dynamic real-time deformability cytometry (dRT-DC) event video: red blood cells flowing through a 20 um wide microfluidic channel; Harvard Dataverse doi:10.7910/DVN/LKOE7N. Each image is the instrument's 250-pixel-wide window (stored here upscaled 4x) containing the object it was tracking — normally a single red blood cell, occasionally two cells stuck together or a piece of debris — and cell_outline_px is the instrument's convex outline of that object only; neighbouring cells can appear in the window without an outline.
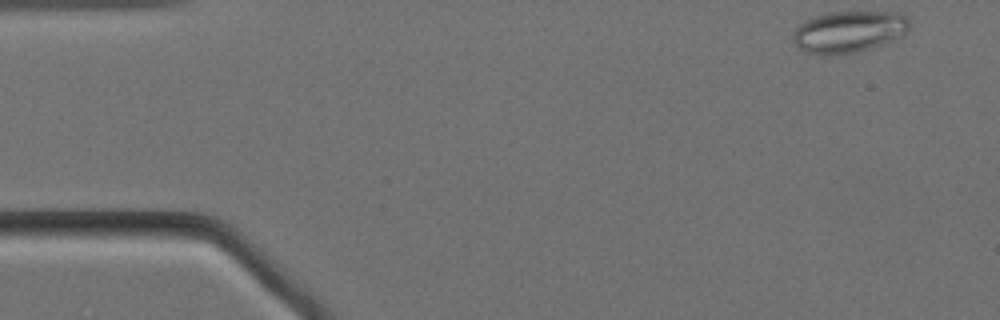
{"species": "Egyptian fruit bat (a non-hibernating species)", "species_latin": "Rousettus aegyptiacus", "temperature_condition": "cold", "stored_images_in_passage": 55, "camera_frame_rate_fps": 3000, "um_per_image_px": 0.085, "animal": {"sex": "female"}, "frame": {"image": 1, "passage_image": 1, "time_ms": 0.0, "image_size_px": [1000, 320], "cell_outline_px": [[908, 28], [900, 36], [892, 40], [856, 52], [828, 56], [824, 56], [804, 52], [792, 40], [792, 36], [796, 28], [804, 20], [812, 16], [828, 12], [900, 12], [908, 16]], "centroid_in_image_um": [72.09, 2.69], "position_along_channel_um": 12.9, "area_um2": 28.32}}
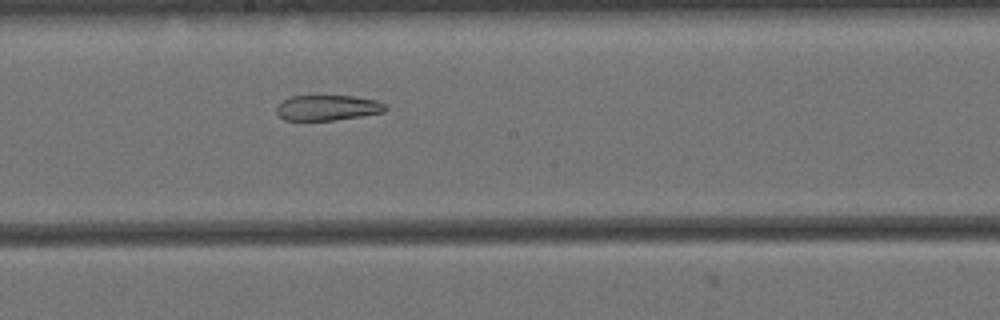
{"frame": {"image": 2, "passage_image": 28, "time_ms": 9.0, "image_size_px": [1000, 320], "cell_outline_px": [[388, 108], [384, 112], [360, 116], [332, 120], [284, 120], [276, 112], [276, 104], [292, 96], [352, 96], [376, 100], [384, 104]], "centroid_in_image_um": [27.82, 9.16], "position_along_channel_um": 220.4, "area_um2": 16.01}}
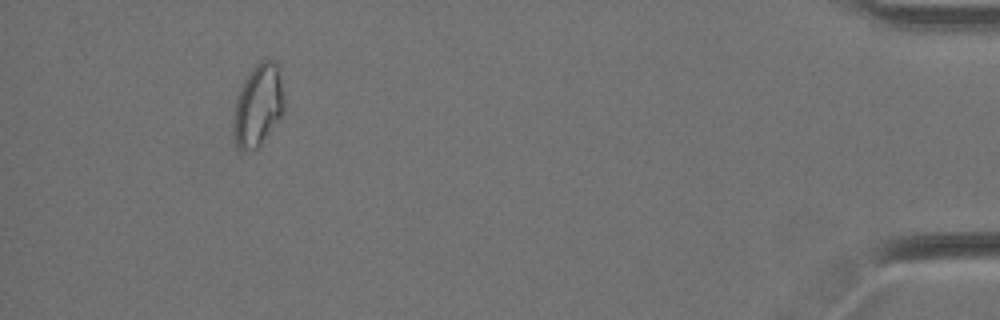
{"frame": {"image": 3, "passage_image": 51, "time_ms": 16.667, "image_size_px": [1000, 320], "cell_outline_px": [[284, 112], [260, 144], [256, 148], [240, 152], [236, 148], [232, 136], [232, 116], [236, 100], [244, 80], [252, 68], [260, 60], [268, 60], [276, 64], [284, 96]], "centroid_in_image_um": [21.88, 9.02], "position_along_channel_um": 413.3, "area_um2": 24.22}, "authors_computed_cell_mechanics": {"area_um2": 21.964, "velocity_mm_per_s": 3.4359, "shape_relaxation_time_tau1_ms": null, "shape_relaxation_time_tau2_ms": 7.9547, "deformation_change_tau1": null, "deformation_change_tau2": 0.1726}}